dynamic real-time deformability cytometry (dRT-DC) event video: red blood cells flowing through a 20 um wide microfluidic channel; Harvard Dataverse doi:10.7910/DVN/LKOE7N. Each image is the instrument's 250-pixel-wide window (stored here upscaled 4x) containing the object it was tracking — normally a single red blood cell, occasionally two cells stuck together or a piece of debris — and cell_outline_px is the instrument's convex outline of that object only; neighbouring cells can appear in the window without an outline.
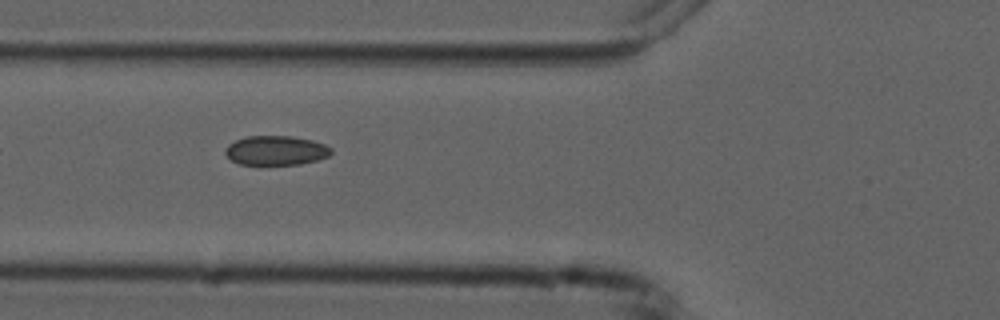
{"species": "common noctule bat (a hibernating species)", "species_latin": "Nyctalus noctula", "temperature_condition": "cold", "stored_images_in_passage": 7, "camera_frame_rate_fps": 3000, "um_per_image_px": 0.085, "animal": {"sex": "male", "forearm_length_mm": 52.5}, "frame": {"image": 1, "passage_image": 4, "time_ms": 4.333, "image_size_px": [1000, 320], "cell_outline_px": [[332, 152], [328, 156], [316, 160], [300, 164], [240, 164], [232, 160], [224, 152], [224, 148], [228, 144], [244, 136], [292, 136], [312, 140], [324, 144], [332, 148]], "centroid_in_image_um": [23.44, 12.77], "position_along_channel_um": 102.4, "area_um2": 18.09}}
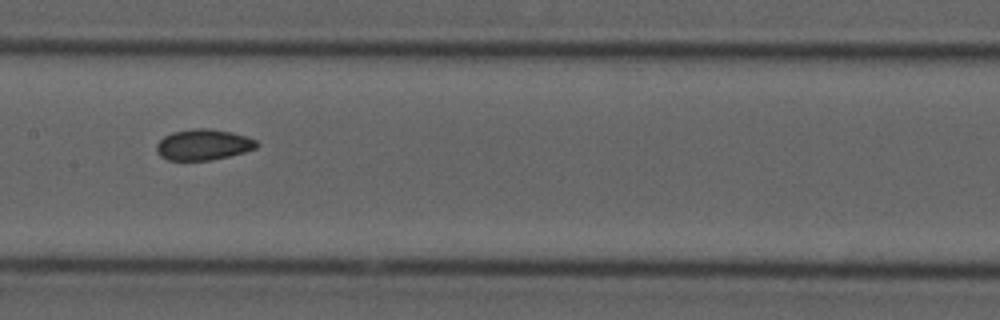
{"frame": {"image": 2, "passage_image": 6, "time_ms": 6.667, "image_size_px": [1000, 320], "cell_outline_px": [[260, 144], [256, 148], [244, 152], [212, 160], [168, 160], [160, 156], [156, 152], [156, 144], [164, 136], [172, 132], [192, 128], [212, 128], [232, 132], [256, 140]], "centroid_in_image_um": [17.27, 12.29], "position_along_channel_um": 190.1, "area_um2": 18.15}}
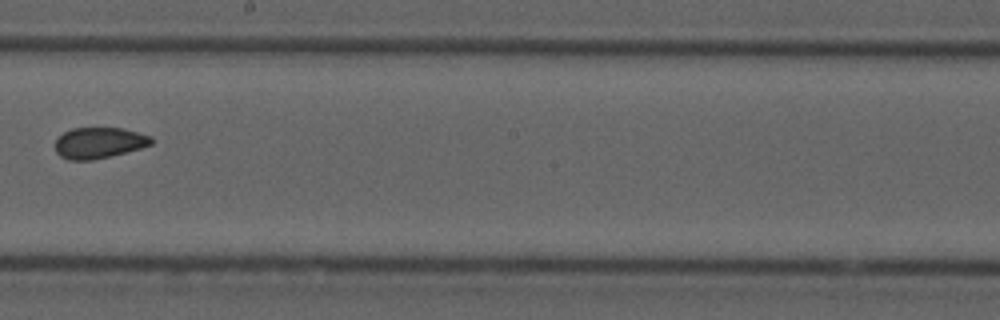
{"frame": {"image": 3, "passage_image": 7, "time_ms": 8.0, "image_size_px": [1000, 320], "cell_outline_px": [[152, 144], [140, 148], [92, 160], [68, 160], [60, 156], [56, 152], [56, 140], [64, 132], [72, 128], [124, 128], [152, 136]], "centroid_in_image_um": [8.41, 12.13], "position_along_channel_um": 239.8, "area_um2": 17.22}}